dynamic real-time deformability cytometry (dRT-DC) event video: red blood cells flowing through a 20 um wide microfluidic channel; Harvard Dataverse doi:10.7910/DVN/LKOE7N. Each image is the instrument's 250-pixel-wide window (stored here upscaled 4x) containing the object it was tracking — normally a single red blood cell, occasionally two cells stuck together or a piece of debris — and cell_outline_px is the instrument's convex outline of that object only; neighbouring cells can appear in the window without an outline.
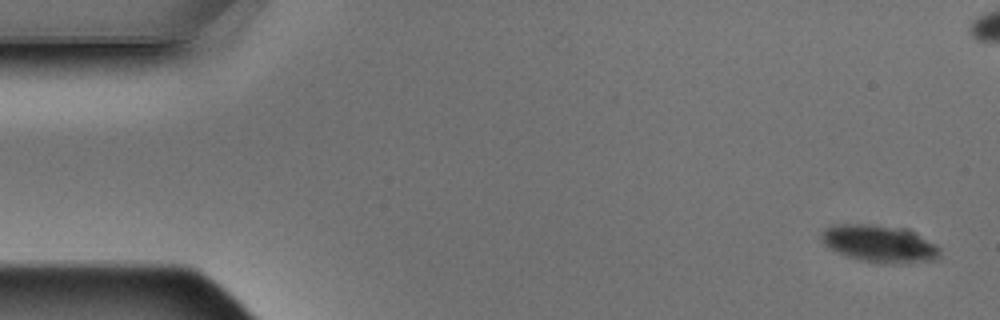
{"species": "Egyptian fruit bat (a non-hibernating species)", "species_latin": "Rousettus aegyptiacus", "temperature_condition": "warm", "stored_images_in_passage": 6, "camera_frame_rate_fps": 3000, "um_per_image_px": 0.085, "animal": {"sex": "male"}, "frame": {"image": 1, "passage_image": 1, "time_ms": 0.0, "image_size_px": [1000, 320], "cell_outline_px": [[940, 256], [936, 260], [904, 264], [892, 264], [860, 260], [848, 256], [828, 248], [824, 244], [820, 236], [820, 232], [824, 228], [832, 224], [868, 224], [900, 228], [912, 232], [936, 244], [940, 248]], "centroid_in_image_um": [74.74, 20.72], "position_along_channel_um": 10.3, "area_um2": 25.78}}
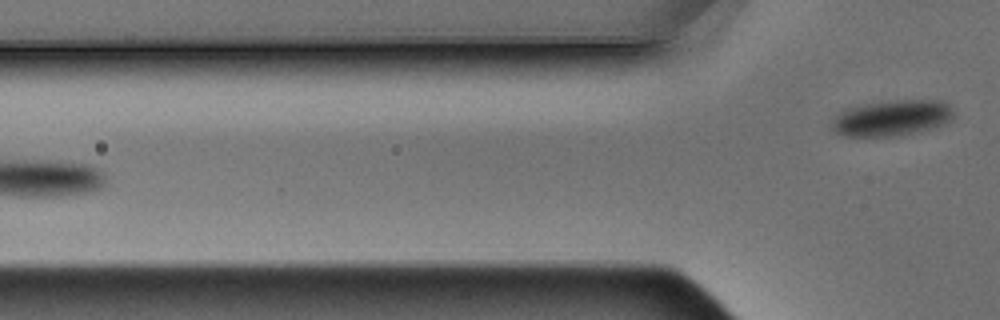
{"frame": {"image": 2, "passage_image": 6, "time_ms": 1.667, "image_size_px": [1000, 320], "cell_outline_px": [[952, 120], [928, 128], [912, 132], [892, 136], [848, 136], [836, 132], [832, 128], [832, 120], [844, 108], [864, 104], [892, 100], [940, 100], [948, 104], [952, 108]], "centroid_in_image_um": [75.77, 10.0], "position_along_channel_um": 50.0, "area_um2": 25.03}}